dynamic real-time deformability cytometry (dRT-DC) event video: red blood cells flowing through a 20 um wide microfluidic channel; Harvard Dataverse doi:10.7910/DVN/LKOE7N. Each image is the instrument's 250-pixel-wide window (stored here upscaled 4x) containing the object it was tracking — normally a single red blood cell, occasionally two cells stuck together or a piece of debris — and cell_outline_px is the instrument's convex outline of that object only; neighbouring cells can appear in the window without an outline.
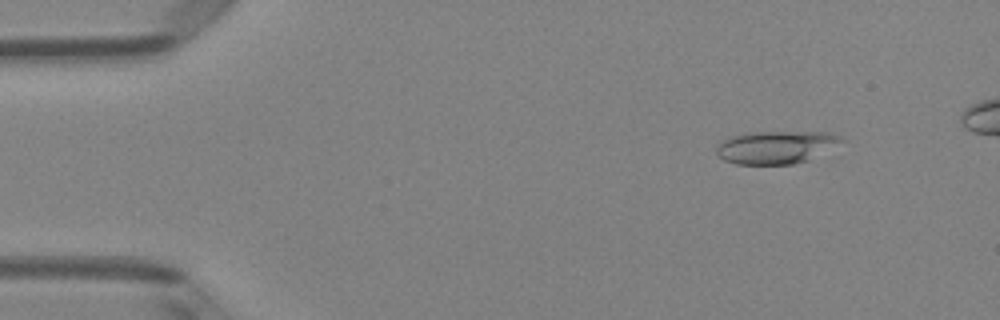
{"species": "Egyptian fruit bat (a non-hibernating species)", "species_latin": "Rousettus aegyptiacus", "temperature_condition": "room temperature", "stored_images_in_passage": 48, "camera_frame_rate_fps": 3000, "um_per_image_px": 0.085, "animal": {"sex": "female"}, "frame": {"image": 1, "passage_image": 6, "time_ms": 1.667, "image_size_px": [1000, 320], "cell_outline_px": [[848, 140], [808, 160], [792, 164], [736, 164], [724, 160], [716, 152], [716, 148], [724, 140], [732, 136], [748, 132], [828, 132], [840, 136]], "centroid_in_image_um": [66.0, 12.5], "position_along_channel_um": 19.0, "area_um2": 23.81}}
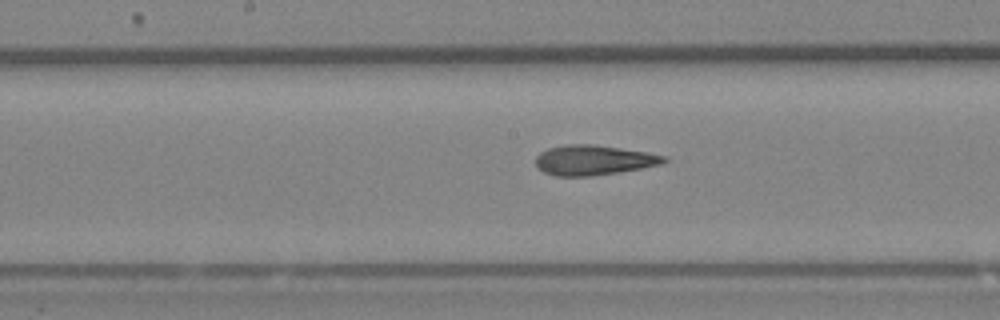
{"frame": {"image": 2, "passage_image": 26, "time_ms": 8.333, "image_size_px": [1000, 320], "cell_outline_px": [[668, 160], [660, 164], [640, 168], [592, 176], [556, 176], [544, 172], [536, 164], [536, 156], [540, 152], [548, 148], [568, 144], [592, 144], [620, 148], [644, 152], [664, 156]], "centroid_in_image_um": [50.4, 13.6], "position_along_channel_um": 197.8, "area_um2": 22.02}}
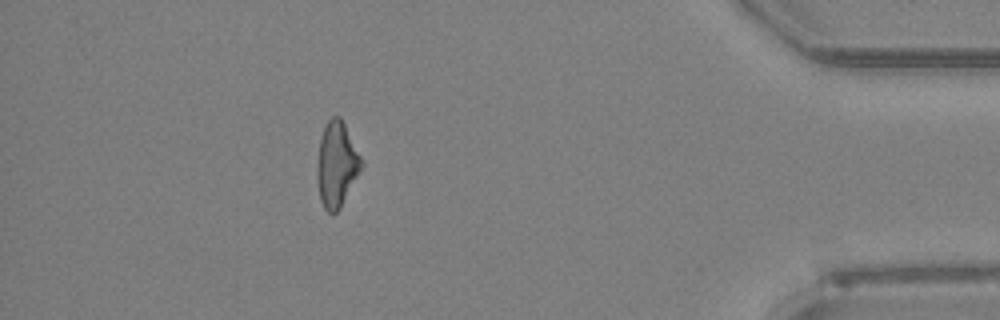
{"frame": {"image": 3, "passage_image": 45, "time_ms": 14.667, "image_size_px": [1000, 320], "cell_outline_px": [[364, 164], [340, 208], [336, 212], [328, 212], [324, 208], [320, 200], [316, 180], [316, 164], [320, 140], [324, 128], [328, 120], [332, 116], [340, 116]], "centroid_in_image_um": [28.59, 14.0], "position_along_channel_um": 406.6, "area_um2": 21.79}, "authors_computed_cell_mechanics": {"area_um2": 22.3108, "velocity_mm_per_s": 4.0598, "shape_relaxation_time_tau1_ms": 9.5864, "shape_relaxation_time_tau2_ms": 3.0702, "deformation_change_tau1": 0.2522, "deformation_change_tau2": 0.1531}}